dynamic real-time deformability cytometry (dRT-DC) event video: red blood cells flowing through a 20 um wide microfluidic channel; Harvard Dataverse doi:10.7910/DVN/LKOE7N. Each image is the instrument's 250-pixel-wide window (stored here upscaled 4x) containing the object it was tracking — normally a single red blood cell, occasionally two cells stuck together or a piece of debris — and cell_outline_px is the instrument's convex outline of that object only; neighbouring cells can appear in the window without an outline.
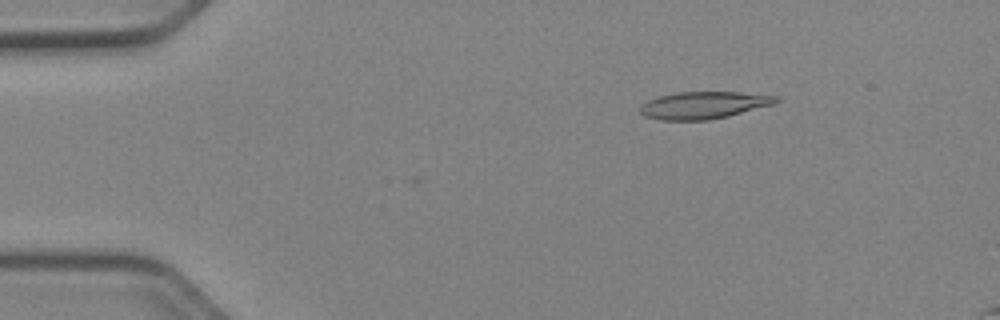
{"species": "Egyptian fruit bat (a non-hibernating species)", "species_latin": "Rousettus aegyptiacus", "temperature_condition": "cold", "stored_images_in_passage": 7, "camera_frame_rate_fps": 3000, "um_per_image_px": 0.085, "animal": {"sex": "female"}, "frame": {"image": 1, "passage_image": 7, "time_ms": 2.0, "image_size_px": [1000, 320], "cell_outline_px": [[780, 100], [776, 104], [728, 116], [708, 120], [660, 120], [644, 116], [640, 112], [640, 104], [656, 96], [676, 92], [740, 92], [780, 96]], "centroid_in_image_um": [59.82, 8.93], "position_along_channel_um": 25.2, "area_um2": 21.85}}